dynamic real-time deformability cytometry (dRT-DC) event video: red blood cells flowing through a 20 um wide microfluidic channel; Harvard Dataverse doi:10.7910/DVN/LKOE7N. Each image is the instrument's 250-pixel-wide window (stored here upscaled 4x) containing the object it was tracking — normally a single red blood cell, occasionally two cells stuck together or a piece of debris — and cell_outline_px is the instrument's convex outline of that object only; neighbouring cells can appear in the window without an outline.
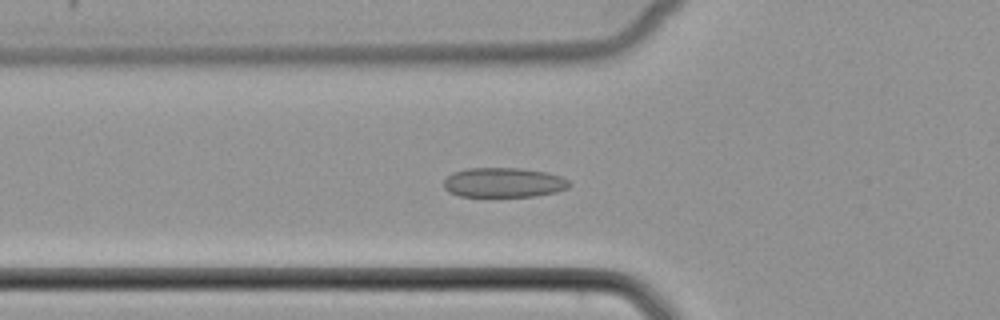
{"species": "common noctule bat (a hibernating species)", "species_latin": "Nyctalus noctula", "temperature_condition": "cold", "stored_images_in_passage": 54, "camera_frame_rate_fps": 3000, "um_per_image_px": 0.085, "animal": {"sex": "female", "body_mass_g": 22.7, "forearm_length_mm": 54.2}, "frame": {"image": 1, "passage_image": 20, "time_ms": 6.333, "image_size_px": [1000, 320], "cell_outline_px": [[572, 184], [568, 188], [556, 192], [536, 196], [460, 196], [448, 192], [444, 188], [444, 180], [452, 172], [464, 168], [520, 168], [548, 172], [560, 176], [568, 180]], "centroid_in_image_um": [42.81, 15.51], "position_along_channel_um": 83.0, "area_um2": 21.91}}
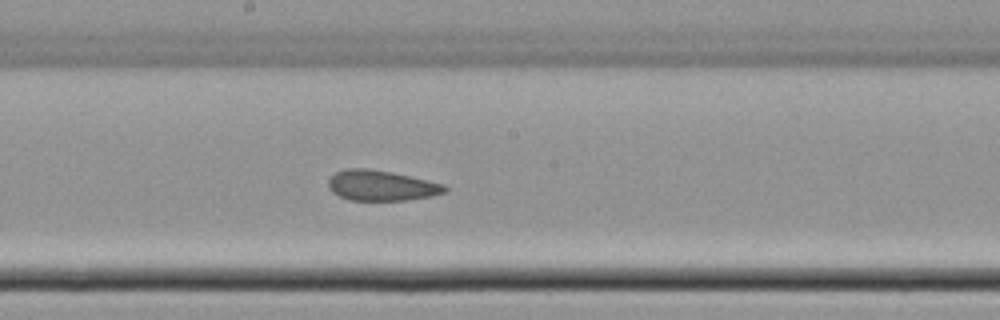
{"frame": {"image": 2, "passage_image": 30, "time_ms": 9.667, "image_size_px": [1000, 320], "cell_outline_px": [[448, 192], [432, 196], [404, 200], [352, 200], [340, 196], [332, 192], [328, 188], [328, 180], [336, 172], [344, 168], [368, 168], [392, 172], [444, 184], [448, 188]], "centroid_in_image_um": [32.41, 15.76], "position_along_channel_um": 215.8, "area_um2": 20.63}}
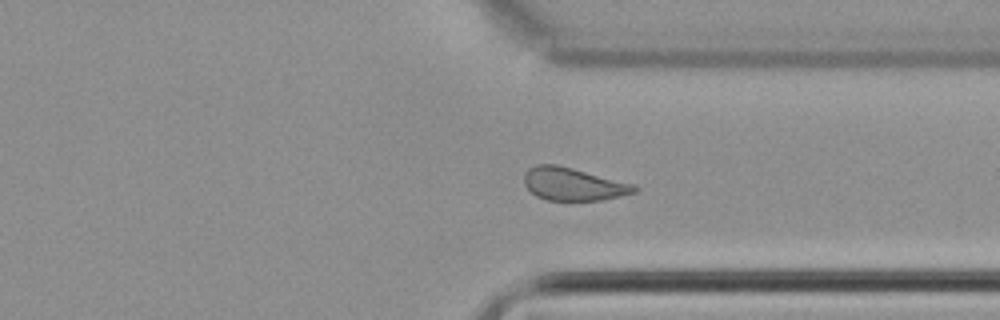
{"frame": {"image": 3, "passage_image": 41, "time_ms": 13.333, "image_size_px": [1000, 320], "cell_outline_px": [[640, 188], [636, 192], [604, 200], [548, 200], [536, 196], [524, 184], [524, 172], [528, 168], [536, 164], [556, 164], [636, 184]], "centroid_in_image_um": [48.75, 15.64], "position_along_channel_um": 362.7, "area_um2": 21.21}}